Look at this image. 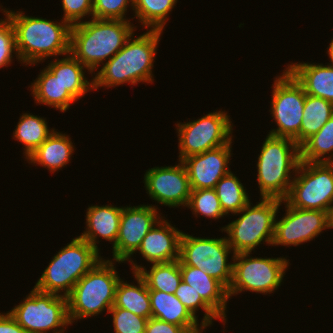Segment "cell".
Returning a JSON list of instances; mask_svg holds the SVG:
<instances>
[{
  "instance_id": "obj_34",
  "label": "cell",
  "mask_w": 333,
  "mask_h": 333,
  "mask_svg": "<svg viewBox=\"0 0 333 333\" xmlns=\"http://www.w3.org/2000/svg\"><path fill=\"white\" fill-rule=\"evenodd\" d=\"M174 295L195 318L198 319L196 311L199 309L204 311L201 323H213V320L220 319L225 325L226 322L202 299L200 294L184 281H181Z\"/></svg>"
},
{
  "instance_id": "obj_33",
  "label": "cell",
  "mask_w": 333,
  "mask_h": 333,
  "mask_svg": "<svg viewBox=\"0 0 333 333\" xmlns=\"http://www.w3.org/2000/svg\"><path fill=\"white\" fill-rule=\"evenodd\" d=\"M186 207L192 210L195 217L203 215V217L216 220L225 217L214 188L191 190Z\"/></svg>"
},
{
  "instance_id": "obj_13",
  "label": "cell",
  "mask_w": 333,
  "mask_h": 333,
  "mask_svg": "<svg viewBox=\"0 0 333 333\" xmlns=\"http://www.w3.org/2000/svg\"><path fill=\"white\" fill-rule=\"evenodd\" d=\"M229 117L225 111L216 110L200 119L177 123L178 160L229 144L234 137L233 123Z\"/></svg>"
},
{
  "instance_id": "obj_16",
  "label": "cell",
  "mask_w": 333,
  "mask_h": 333,
  "mask_svg": "<svg viewBox=\"0 0 333 333\" xmlns=\"http://www.w3.org/2000/svg\"><path fill=\"white\" fill-rule=\"evenodd\" d=\"M146 193L168 207H186L191 194L188 174L182 161L174 166L153 167L144 174Z\"/></svg>"
},
{
  "instance_id": "obj_29",
  "label": "cell",
  "mask_w": 333,
  "mask_h": 333,
  "mask_svg": "<svg viewBox=\"0 0 333 333\" xmlns=\"http://www.w3.org/2000/svg\"><path fill=\"white\" fill-rule=\"evenodd\" d=\"M333 115V103L312 95L305 97L300 127V146L317 133Z\"/></svg>"
},
{
  "instance_id": "obj_11",
  "label": "cell",
  "mask_w": 333,
  "mask_h": 333,
  "mask_svg": "<svg viewBox=\"0 0 333 333\" xmlns=\"http://www.w3.org/2000/svg\"><path fill=\"white\" fill-rule=\"evenodd\" d=\"M282 75L274 77L270 112L276 129L269 134L293 139L300 146V127L306 93L294 76L284 69Z\"/></svg>"
},
{
  "instance_id": "obj_39",
  "label": "cell",
  "mask_w": 333,
  "mask_h": 333,
  "mask_svg": "<svg viewBox=\"0 0 333 333\" xmlns=\"http://www.w3.org/2000/svg\"><path fill=\"white\" fill-rule=\"evenodd\" d=\"M182 326L164 322L155 318H149L146 324L145 333H184Z\"/></svg>"
},
{
  "instance_id": "obj_19",
  "label": "cell",
  "mask_w": 333,
  "mask_h": 333,
  "mask_svg": "<svg viewBox=\"0 0 333 333\" xmlns=\"http://www.w3.org/2000/svg\"><path fill=\"white\" fill-rule=\"evenodd\" d=\"M122 208V206L114 205L89 206L85 216L86 230L79 237L98 251L97 243H100L99 240L97 241L98 237L113 242L112 246H114L119 232Z\"/></svg>"
},
{
  "instance_id": "obj_22",
  "label": "cell",
  "mask_w": 333,
  "mask_h": 333,
  "mask_svg": "<svg viewBox=\"0 0 333 333\" xmlns=\"http://www.w3.org/2000/svg\"><path fill=\"white\" fill-rule=\"evenodd\" d=\"M74 145L69 135L53 131L48 138L25 160L40 165L50 172L59 171L71 160Z\"/></svg>"
},
{
  "instance_id": "obj_25",
  "label": "cell",
  "mask_w": 333,
  "mask_h": 333,
  "mask_svg": "<svg viewBox=\"0 0 333 333\" xmlns=\"http://www.w3.org/2000/svg\"><path fill=\"white\" fill-rule=\"evenodd\" d=\"M35 103H41L61 112H66L77 101L46 67L30 87Z\"/></svg>"
},
{
  "instance_id": "obj_31",
  "label": "cell",
  "mask_w": 333,
  "mask_h": 333,
  "mask_svg": "<svg viewBox=\"0 0 333 333\" xmlns=\"http://www.w3.org/2000/svg\"><path fill=\"white\" fill-rule=\"evenodd\" d=\"M240 179L231 171L224 175L215 186L218 199L224 214L230 215L238 213L249 202L250 197Z\"/></svg>"
},
{
  "instance_id": "obj_4",
  "label": "cell",
  "mask_w": 333,
  "mask_h": 333,
  "mask_svg": "<svg viewBox=\"0 0 333 333\" xmlns=\"http://www.w3.org/2000/svg\"><path fill=\"white\" fill-rule=\"evenodd\" d=\"M258 156L260 198L285 200L293 181L291 173L300 163V146L293 139L267 134Z\"/></svg>"
},
{
  "instance_id": "obj_7",
  "label": "cell",
  "mask_w": 333,
  "mask_h": 333,
  "mask_svg": "<svg viewBox=\"0 0 333 333\" xmlns=\"http://www.w3.org/2000/svg\"><path fill=\"white\" fill-rule=\"evenodd\" d=\"M255 206L251 201L234 215H240L236 220L220 229L226 232L228 245L232 254L251 253L257 246L266 242L272 245L274 238L275 218L279 213L281 200L260 198ZM252 204V206H251Z\"/></svg>"
},
{
  "instance_id": "obj_6",
  "label": "cell",
  "mask_w": 333,
  "mask_h": 333,
  "mask_svg": "<svg viewBox=\"0 0 333 333\" xmlns=\"http://www.w3.org/2000/svg\"><path fill=\"white\" fill-rule=\"evenodd\" d=\"M99 253L81 237L73 238L53 256L34 288L67 297L76 283L103 259Z\"/></svg>"
},
{
  "instance_id": "obj_26",
  "label": "cell",
  "mask_w": 333,
  "mask_h": 333,
  "mask_svg": "<svg viewBox=\"0 0 333 333\" xmlns=\"http://www.w3.org/2000/svg\"><path fill=\"white\" fill-rule=\"evenodd\" d=\"M127 262H131L132 272H137L145 280L149 290L174 294L182 281L179 260L152 263L150 270L134 263L132 259Z\"/></svg>"
},
{
  "instance_id": "obj_43",
  "label": "cell",
  "mask_w": 333,
  "mask_h": 333,
  "mask_svg": "<svg viewBox=\"0 0 333 333\" xmlns=\"http://www.w3.org/2000/svg\"><path fill=\"white\" fill-rule=\"evenodd\" d=\"M326 53L328 54L329 59L331 60L330 62L333 64V38L330 42V45H329Z\"/></svg>"
},
{
  "instance_id": "obj_14",
  "label": "cell",
  "mask_w": 333,
  "mask_h": 333,
  "mask_svg": "<svg viewBox=\"0 0 333 333\" xmlns=\"http://www.w3.org/2000/svg\"><path fill=\"white\" fill-rule=\"evenodd\" d=\"M157 209L150 204L122 208L117 241L112 247L113 261L125 263L136 254L143 238L163 217Z\"/></svg>"
},
{
  "instance_id": "obj_5",
  "label": "cell",
  "mask_w": 333,
  "mask_h": 333,
  "mask_svg": "<svg viewBox=\"0 0 333 333\" xmlns=\"http://www.w3.org/2000/svg\"><path fill=\"white\" fill-rule=\"evenodd\" d=\"M115 261L104 258L88 271L67 296L68 317L72 325L79 319L96 316L112 308L120 275Z\"/></svg>"
},
{
  "instance_id": "obj_32",
  "label": "cell",
  "mask_w": 333,
  "mask_h": 333,
  "mask_svg": "<svg viewBox=\"0 0 333 333\" xmlns=\"http://www.w3.org/2000/svg\"><path fill=\"white\" fill-rule=\"evenodd\" d=\"M178 0H134L135 17L142 27L149 30H164L168 15Z\"/></svg>"
},
{
  "instance_id": "obj_17",
  "label": "cell",
  "mask_w": 333,
  "mask_h": 333,
  "mask_svg": "<svg viewBox=\"0 0 333 333\" xmlns=\"http://www.w3.org/2000/svg\"><path fill=\"white\" fill-rule=\"evenodd\" d=\"M232 141L221 147L184 158L191 190L213 189L216 183L230 172Z\"/></svg>"
},
{
  "instance_id": "obj_21",
  "label": "cell",
  "mask_w": 333,
  "mask_h": 333,
  "mask_svg": "<svg viewBox=\"0 0 333 333\" xmlns=\"http://www.w3.org/2000/svg\"><path fill=\"white\" fill-rule=\"evenodd\" d=\"M182 281L193 287L196 293L226 322L227 289L201 269L180 264ZM226 310V311H225Z\"/></svg>"
},
{
  "instance_id": "obj_40",
  "label": "cell",
  "mask_w": 333,
  "mask_h": 333,
  "mask_svg": "<svg viewBox=\"0 0 333 333\" xmlns=\"http://www.w3.org/2000/svg\"><path fill=\"white\" fill-rule=\"evenodd\" d=\"M0 333H27L10 315L9 312L6 314L0 313Z\"/></svg>"
},
{
  "instance_id": "obj_9",
  "label": "cell",
  "mask_w": 333,
  "mask_h": 333,
  "mask_svg": "<svg viewBox=\"0 0 333 333\" xmlns=\"http://www.w3.org/2000/svg\"><path fill=\"white\" fill-rule=\"evenodd\" d=\"M27 333H64L71 325L67 297L43 293L34 287L23 301L8 311ZM61 328V329H60Z\"/></svg>"
},
{
  "instance_id": "obj_36",
  "label": "cell",
  "mask_w": 333,
  "mask_h": 333,
  "mask_svg": "<svg viewBox=\"0 0 333 333\" xmlns=\"http://www.w3.org/2000/svg\"><path fill=\"white\" fill-rule=\"evenodd\" d=\"M134 9V0H93V18L125 20L127 7Z\"/></svg>"
},
{
  "instance_id": "obj_23",
  "label": "cell",
  "mask_w": 333,
  "mask_h": 333,
  "mask_svg": "<svg viewBox=\"0 0 333 333\" xmlns=\"http://www.w3.org/2000/svg\"><path fill=\"white\" fill-rule=\"evenodd\" d=\"M63 87L78 101L93 89V80L88 81L84 69H87L70 53L65 58L51 60L46 67Z\"/></svg>"
},
{
  "instance_id": "obj_18",
  "label": "cell",
  "mask_w": 333,
  "mask_h": 333,
  "mask_svg": "<svg viewBox=\"0 0 333 333\" xmlns=\"http://www.w3.org/2000/svg\"><path fill=\"white\" fill-rule=\"evenodd\" d=\"M182 233L162 217L143 238L138 252L151 264L179 260Z\"/></svg>"
},
{
  "instance_id": "obj_8",
  "label": "cell",
  "mask_w": 333,
  "mask_h": 333,
  "mask_svg": "<svg viewBox=\"0 0 333 333\" xmlns=\"http://www.w3.org/2000/svg\"><path fill=\"white\" fill-rule=\"evenodd\" d=\"M249 254L252 253L232 255V281L227 290L229 298L243 291L270 294L282 284L289 260L285 257H251Z\"/></svg>"
},
{
  "instance_id": "obj_15",
  "label": "cell",
  "mask_w": 333,
  "mask_h": 333,
  "mask_svg": "<svg viewBox=\"0 0 333 333\" xmlns=\"http://www.w3.org/2000/svg\"><path fill=\"white\" fill-rule=\"evenodd\" d=\"M285 215L278 221L275 218L272 246H298L312 241L328 228V212L321 210L298 209L285 200Z\"/></svg>"
},
{
  "instance_id": "obj_2",
  "label": "cell",
  "mask_w": 333,
  "mask_h": 333,
  "mask_svg": "<svg viewBox=\"0 0 333 333\" xmlns=\"http://www.w3.org/2000/svg\"><path fill=\"white\" fill-rule=\"evenodd\" d=\"M137 26L130 21L91 18L72 25L69 53L91 74L123 48ZM101 63V64H100Z\"/></svg>"
},
{
  "instance_id": "obj_41",
  "label": "cell",
  "mask_w": 333,
  "mask_h": 333,
  "mask_svg": "<svg viewBox=\"0 0 333 333\" xmlns=\"http://www.w3.org/2000/svg\"><path fill=\"white\" fill-rule=\"evenodd\" d=\"M212 323H201L200 322V327L199 325L195 328L186 330L184 333H202L201 331L205 330V328L207 329V327L211 326Z\"/></svg>"
},
{
  "instance_id": "obj_30",
  "label": "cell",
  "mask_w": 333,
  "mask_h": 333,
  "mask_svg": "<svg viewBox=\"0 0 333 333\" xmlns=\"http://www.w3.org/2000/svg\"><path fill=\"white\" fill-rule=\"evenodd\" d=\"M300 161L333 163V115L317 133L300 146Z\"/></svg>"
},
{
  "instance_id": "obj_12",
  "label": "cell",
  "mask_w": 333,
  "mask_h": 333,
  "mask_svg": "<svg viewBox=\"0 0 333 333\" xmlns=\"http://www.w3.org/2000/svg\"><path fill=\"white\" fill-rule=\"evenodd\" d=\"M232 248L227 238H202L182 233L179 264L192 266L206 272L227 290L232 281L233 263H228Z\"/></svg>"
},
{
  "instance_id": "obj_20",
  "label": "cell",
  "mask_w": 333,
  "mask_h": 333,
  "mask_svg": "<svg viewBox=\"0 0 333 333\" xmlns=\"http://www.w3.org/2000/svg\"><path fill=\"white\" fill-rule=\"evenodd\" d=\"M286 69L302 85L307 95L323 98L333 103V64L309 62L288 64Z\"/></svg>"
},
{
  "instance_id": "obj_1",
  "label": "cell",
  "mask_w": 333,
  "mask_h": 333,
  "mask_svg": "<svg viewBox=\"0 0 333 333\" xmlns=\"http://www.w3.org/2000/svg\"><path fill=\"white\" fill-rule=\"evenodd\" d=\"M1 11L13 24L19 62L37 65L50 56L56 58L69 54L72 26L63 19L61 22L51 21L6 8H1Z\"/></svg>"
},
{
  "instance_id": "obj_10",
  "label": "cell",
  "mask_w": 333,
  "mask_h": 333,
  "mask_svg": "<svg viewBox=\"0 0 333 333\" xmlns=\"http://www.w3.org/2000/svg\"><path fill=\"white\" fill-rule=\"evenodd\" d=\"M292 175L285 201L294 208L328 212L333 203V163L300 161Z\"/></svg>"
},
{
  "instance_id": "obj_28",
  "label": "cell",
  "mask_w": 333,
  "mask_h": 333,
  "mask_svg": "<svg viewBox=\"0 0 333 333\" xmlns=\"http://www.w3.org/2000/svg\"><path fill=\"white\" fill-rule=\"evenodd\" d=\"M15 127L13 139L15 138L25 147L23 149L25 159L55 130V128L49 129L46 118L31 113H23Z\"/></svg>"
},
{
  "instance_id": "obj_24",
  "label": "cell",
  "mask_w": 333,
  "mask_h": 333,
  "mask_svg": "<svg viewBox=\"0 0 333 333\" xmlns=\"http://www.w3.org/2000/svg\"><path fill=\"white\" fill-rule=\"evenodd\" d=\"M152 318L182 326L185 330L195 328L199 321L180 302V300L170 293L149 290Z\"/></svg>"
},
{
  "instance_id": "obj_35",
  "label": "cell",
  "mask_w": 333,
  "mask_h": 333,
  "mask_svg": "<svg viewBox=\"0 0 333 333\" xmlns=\"http://www.w3.org/2000/svg\"><path fill=\"white\" fill-rule=\"evenodd\" d=\"M109 313L112 314L115 333H145L148 318L135 315L129 310L114 305Z\"/></svg>"
},
{
  "instance_id": "obj_38",
  "label": "cell",
  "mask_w": 333,
  "mask_h": 333,
  "mask_svg": "<svg viewBox=\"0 0 333 333\" xmlns=\"http://www.w3.org/2000/svg\"><path fill=\"white\" fill-rule=\"evenodd\" d=\"M64 21L71 26L81 23L85 16L93 18V0H62Z\"/></svg>"
},
{
  "instance_id": "obj_3",
  "label": "cell",
  "mask_w": 333,
  "mask_h": 333,
  "mask_svg": "<svg viewBox=\"0 0 333 333\" xmlns=\"http://www.w3.org/2000/svg\"><path fill=\"white\" fill-rule=\"evenodd\" d=\"M161 30H147L146 33L127 40L121 50L110 58L97 71L93 80V89L114 87L129 83L132 85L145 82L152 83V70L156 51L158 50Z\"/></svg>"
},
{
  "instance_id": "obj_37",
  "label": "cell",
  "mask_w": 333,
  "mask_h": 333,
  "mask_svg": "<svg viewBox=\"0 0 333 333\" xmlns=\"http://www.w3.org/2000/svg\"><path fill=\"white\" fill-rule=\"evenodd\" d=\"M4 16V19H0V69L8 67L12 63L14 53L19 61L16 50L15 30L11 20L6 15Z\"/></svg>"
},
{
  "instance_id": "obj_42",
  "label": "cell",
  "mask_w": 333,
  "mask_h": 333,
  "mask_svg": "<svg viewBox=\"0 0 333 333\" xmlns=\"http://www.w3.org/2000/svg\"><path fill=\"white\" fill-rule=\"evenodd\" d=\"M328 228H333V203L331 204L328 211Z\"/></svg>"
},
{
  "instance_id": "obj_27",
  "label": "cell",
  "mask_w": 333,
  "mask_h": 333,
  "mask_svg": "<svg viewBox=\"0 0 333 333\" xmlns=\"http://www.w3.org/2000/svg\"><path fill=\"white\" fill-rule=\"evenodd\" d=\"M133 274L138 285L120 279L116 288L114 306L149 319L152 315L149 289L145 280L137 272Z\"/></svg>"
}]
</instances>
